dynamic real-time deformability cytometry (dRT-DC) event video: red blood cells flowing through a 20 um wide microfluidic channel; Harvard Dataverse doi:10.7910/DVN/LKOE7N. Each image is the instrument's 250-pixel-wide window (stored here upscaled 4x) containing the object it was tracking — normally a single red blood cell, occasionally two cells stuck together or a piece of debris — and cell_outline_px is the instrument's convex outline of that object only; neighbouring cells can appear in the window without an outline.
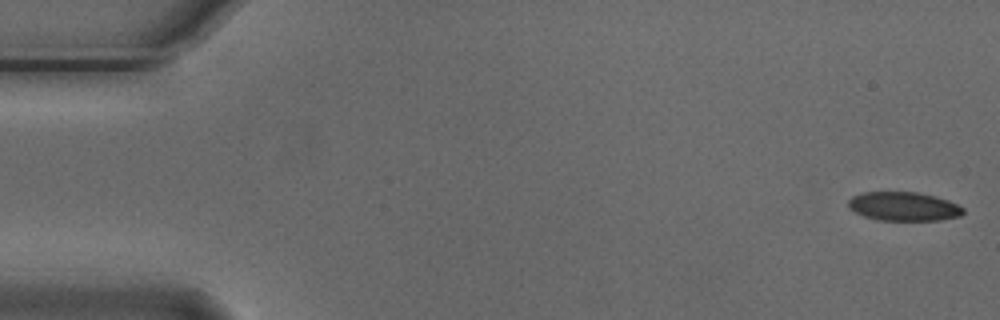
{"species": "Egyptian fruit bat (a non-hibernating species)", "species_latin": "Rousettus aegyptiacus", "temperature_condition": "cold", "stored_images_in_passage": 52, "camera_frame_rate_fps": 3000, "um_per_image_px": 0.085, "animal": {"sex": "male"}, "frame": {"image": 1, "passage_image": 1, "time_ms": 0.0, "image_size_px": [1000, 320], "cell_outline_px": [[964, 212], [960, 216], [940, 220], [876, 220], [864, 216], [848, 208], [848, 200], [852, 196], [864, 192], [916, 192], [936, 196], [948, 200], [964, 208]], "centroid_in_image_um": [76.8, 17.54], "position_along_channel_um": 8.2, "area_um2": 19.36}}
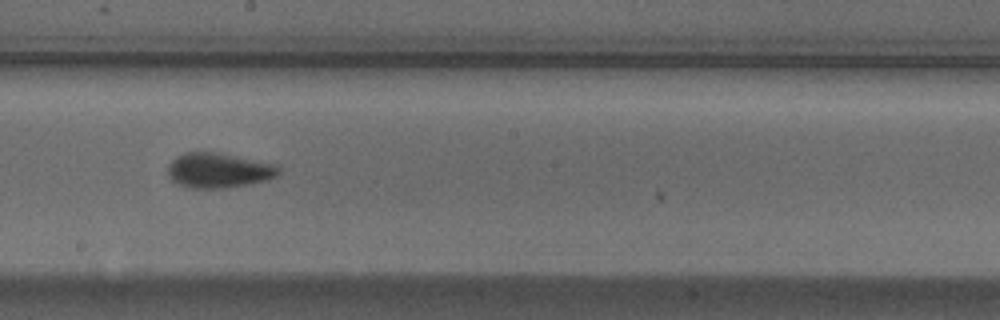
{"frame": {"image": 2, "passage_image": 30, "time_ms": 9.667, "image_size_px": [1000, 320], "cell_outline_px": [[280, 172], [276, 176], [268, 180], [224, 188], [192, 188], [180, 184], [172, 180], [168, 176], [168, 164], [176, 156], [184, 152], [220, 152], [272, 164], [280, 168]], "centroid_in_image_um": [18.55, 14.47], "position_along_channel_um": 229.7, "area_um2": 22.43}}
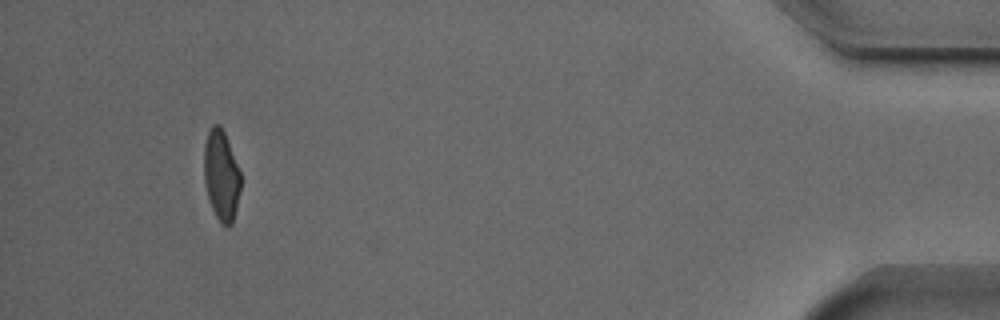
{"frame": {"image": 3, "passage_image": 51, "time_ms": 16.667, "image_size_px": [1000, 320], "cell_outline_px": [[240, 192], [232, 224], [228, 228], [220, 224], [212, 208], [208, 196], [204, 180], [204, 144], [208, 132], [212, 124], [220, 124], [224, 132], [240, 172]], "centroid_in_image_um": [18.8, 14.93], "position_along_channel_um": 416.4, "area_um2": 19.25}}